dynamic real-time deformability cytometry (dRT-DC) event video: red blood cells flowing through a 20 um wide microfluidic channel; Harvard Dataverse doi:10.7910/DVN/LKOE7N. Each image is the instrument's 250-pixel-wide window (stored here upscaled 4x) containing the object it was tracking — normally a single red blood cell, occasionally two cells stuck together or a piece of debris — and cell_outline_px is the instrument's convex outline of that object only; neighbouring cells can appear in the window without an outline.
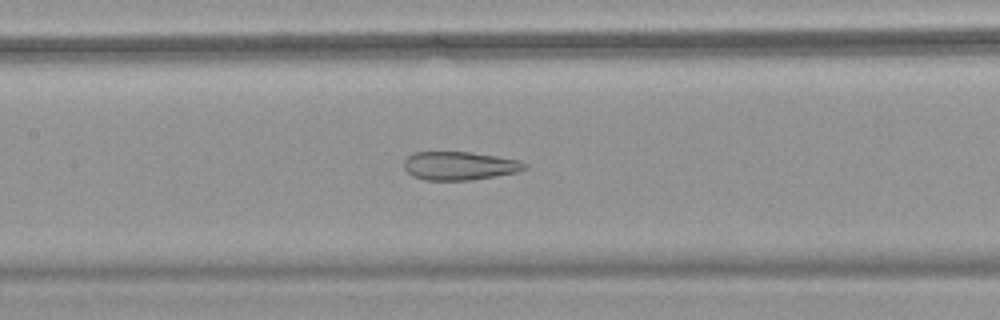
{"species": "common noctule bat (a hibernating species)", "species_latin": "Nyctalus noctula", "temperature_condition": "warm", "stored_images_in_passage": 53, "camera_frame_rate_fps": 3000, "um_per_image_px": 0.085, "animal": {"sex": "female", "body_mass_g": 18.4}, "frame": {"image": 1, "passage_image": 26, "time_ms": 8.333, "image_size_px": [1000, 320], "cell_outline_px": [[528, 168], [516, 172], [496, 176], [472, 180], [424, 180], [412, 176], [404, 168], [404, 160], [408, 156], [416, 152], [468, 152], [496, 156], [520, 160], [528, 164]], "centroid_in_image_um": [39.07, 14.1], "position_along_channel_um": 168.3, "area_um2": 20.06}}
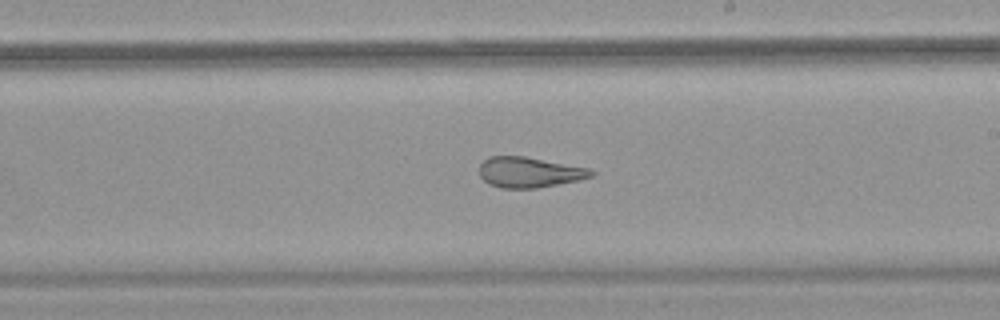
{"frame": {"image": 2, "passage_image": 32, "time_ms": 10.333, "image_size_px": [1000, 320], "cell_outline_px": [[596, 172], [592, 176], [580, 180], [536, 188], [500, 188], [488, 184], [480, 176], [480, 164], [488, 156], [524, 156], [588, 168]], "centroid_in_image_um": [44.97, 14.64], "position_along_channel_um": 244.0, "area_um2": 19.83}}
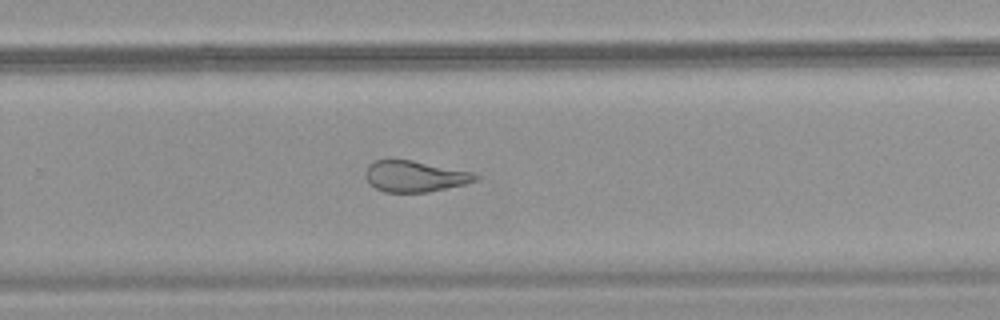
{"frame": {"image": 3, "passage_image": 36, "time_ms": 11.667, "image_size_px": [1000, 320], "cell_outline_px": [[480, 176], [476, 180], [464, 184], [428, 192], [384, 192], [368, 184], [364, 176], [364, 172], [368, 164], [376, 160], [412, 160], [472, 172]], "centroid_in_image_um": [35.2, 14.99], "position_along_channel_um": 294.6, "area_um2": 19.94}, "authors_computed_cell_mechanics": {"area_um2": 26.7036, "velocity_mm_per_s": 3.8183, "shape_relaxation_time_tau1_ms": null, "shape_relaxation_time_tau2_ms": 1.7214, "deformation_change_tau1": null, "deformation_change_tau2": 0.1137}}